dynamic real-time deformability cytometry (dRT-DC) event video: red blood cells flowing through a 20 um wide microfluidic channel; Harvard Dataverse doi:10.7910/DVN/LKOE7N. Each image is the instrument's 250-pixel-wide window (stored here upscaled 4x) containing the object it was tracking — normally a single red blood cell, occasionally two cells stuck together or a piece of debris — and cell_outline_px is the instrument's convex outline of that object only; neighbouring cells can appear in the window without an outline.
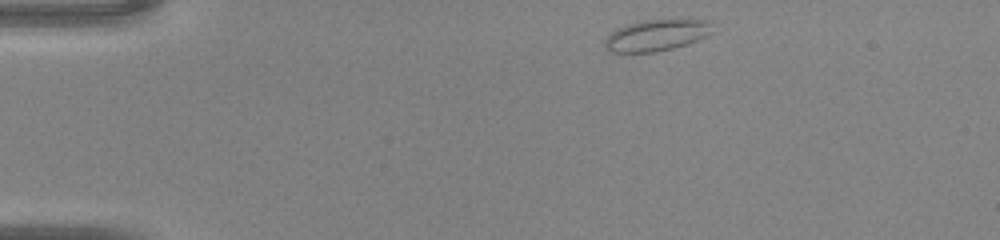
{"species": "common noctule bat (a hibernating species)", "species_latin": "Nyctalus noctula", "temperature_condition": "warm", "stored_images_in_passage": 38, "camera_frame_rate_fps": 3000, "um_per_image_px": 0.085, "animal": {"sex": "male", "body_mass_g": 20.0, "forearm_length_mm": 53.3}, "frame": {"image": 1, "passage_image": 1, "time_ms": 0.0, "image_size_px": [1000, 240], "cell_outline_px": [[712, 32], [708, 36], [688, 44], [656, 52], [612, 52], [604, 44], [604, 40], [616, 28], [628, 24], [644, 20], [712, 20]], "centroid_in_image_um": [55.84, 2.99], "position_along_channel_um": 29.2, "area_um2": 19.59}}
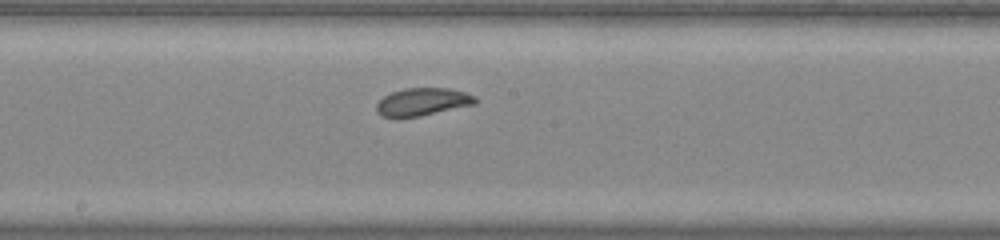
{"frame": {"image": 2, "passage_image": 18, "time_ms": 5.667, "image_size_px": [1000, 240], "cell_outline_px": [[476, 104], [420, 116], [396, 120], [384, 116], [376, 112], [376, 104], [384, 96], [392, 92], [404, 88], [448, 88], [464, 92], [476, 96]], "centroid_in_image_um": [35.87, 8.68], "position_along_channel_um": 212.3, "area_um2": 16.24}}
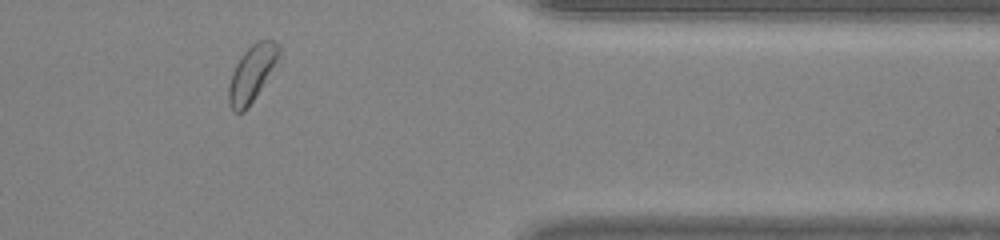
{"frame": {"image": 3, "passage_image": 31, "time_ms": 10.0, "image_size_px": [1000, 240], "cell_outline_px": [[280, 52], [276, 60], [260, 88], [248, 108], [244, 112], [232, 112], [228, 104], [228, 84], [232, 72], [236, 64], [244, 52], [256, 40], [272, 40], [280, 44]], "centroid_in_image_um": [21.35, 6.25], "position_along_channel_um": 390.0, "area_um2": 16.07}}